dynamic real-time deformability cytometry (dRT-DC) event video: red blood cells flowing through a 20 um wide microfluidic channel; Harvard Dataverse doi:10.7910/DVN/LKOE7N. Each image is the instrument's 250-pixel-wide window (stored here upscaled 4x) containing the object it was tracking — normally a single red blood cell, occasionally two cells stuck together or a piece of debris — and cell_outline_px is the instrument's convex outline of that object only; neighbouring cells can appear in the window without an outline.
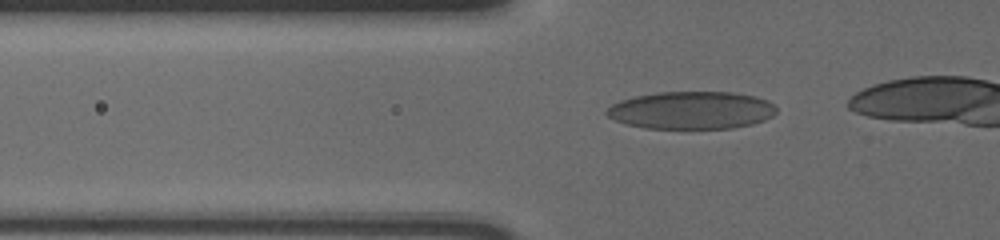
{"species": "human", "species_latin": "Homo sapiens", "temperature_condition": "cold", "stored_images_in_passage": 38, "camera_frame_rate_fps": 3000, "um_per_image_px": 0.085, "donor": {"sex": "male"}, "frame": {"image": 1, "passage_image": 8, "time_ms": 2.333, "image_size_px": [1000, 240], "cell_outline_px": [[776, 112], [772, 116], [764, 120], [752, 124], [732, 128], [644, 128], [628, 124], [616, 120], [608, 116], [604, 112], [612, 104], [620, 100], [636, 96], [656, 92], [732, 92], [756, 96], [768, 100], [776, 108]], "centroid_in_image_um": [58.78, 9.36], "position_along_channel_um": 67.0, "area_um2": 37.17}}
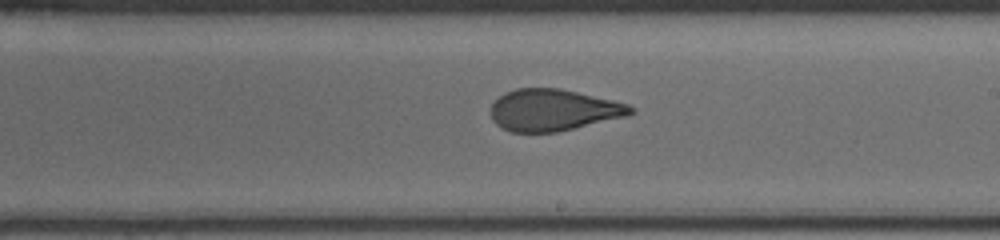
{"frame": {"image": 2, "passage_image": 23, "time_ms": 7.333, "image_size_px": [1000, 240], "cell_outline_px": [[636, 112], [628, 116], [556, 132], [512, 132], [500, 128], [492, 120], [492, 104], [504, 92], [516, 88], [560, 88], [612, 100], [628, 104], [636, 108]], "centroid_in_image_um": [47.04, 9.35], "position_along_channel_um": 242.0, "area_um2": 33.99}}
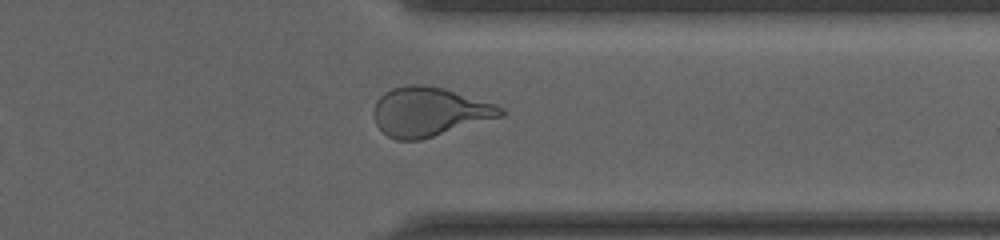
{"frame": {"image": 3, "passage_image": 34, "time_ms": 11.0, "image_size_px": [1000, 240], "cell_outline_px": [[504, 116], [420, 140], [396, 140], [388, 136], [376, 124], [372, 112], [376, 100], [384, 92], [392, 88], [408, 84], [424, 84], [444, 88], [496, 104], [504, 108]], "centroid_in_image_um": [36.48, 9.49], "position_along_channel_um": 374.9, "area_um2": 36.53}}